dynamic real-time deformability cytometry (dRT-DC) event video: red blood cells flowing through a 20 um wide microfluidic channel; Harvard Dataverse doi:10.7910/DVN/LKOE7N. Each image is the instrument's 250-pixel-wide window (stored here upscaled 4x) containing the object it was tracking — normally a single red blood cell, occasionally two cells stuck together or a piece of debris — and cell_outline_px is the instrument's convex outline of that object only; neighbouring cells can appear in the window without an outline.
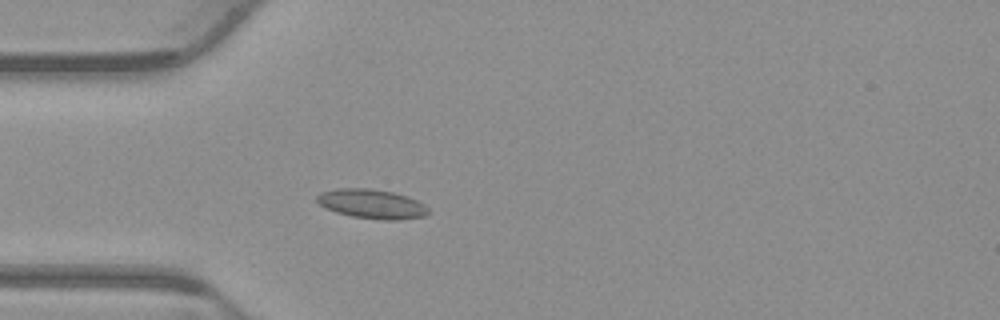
{"species": "common noctule bat (a hibernating species)", "species_latin": "Nyctalus noctula", "temperature_condition": "warm", "stored_images_in_passage": 42, "camera_frame_rate_fps": 3000, "um_per_image_px": 0.085, "animal": {"sex": "male", "body_mass_g": 23.1, "forearm_length_mm": 52.7}, "frame": {"image": 1, "passage_image": 4, "time_ms": 1.0, "image_size_px": [1000, 320], "cell_outline_px": [[428, 212], [424, 216], [400, 220], [380, 220], [352, 216], [336, 212], [320, 204], [316, 200], [316, 196], [320, 192], [336, 188], [368, 188], [392, 192], [416, 200], [424, 204], [428, 208]], "centroid_in_image_um": [31.58, 17.33], "position_along_channel_um": 53.4, "area_um2": 18.9}}
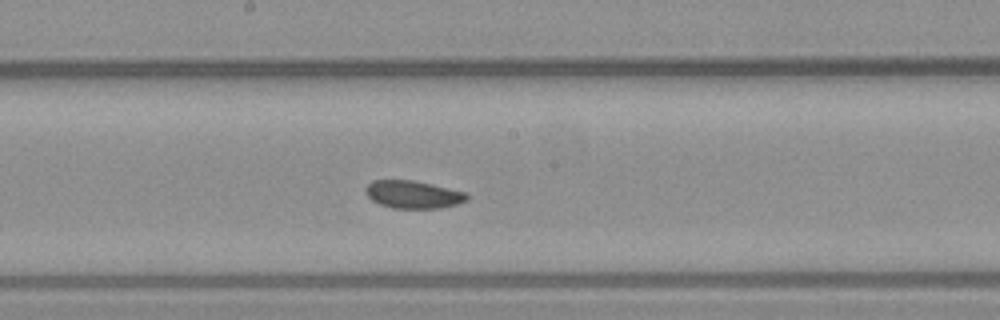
{"frame": {"image": 2, "passage_image": 17, "time_ms": 5.333, "image_size_px": [1000, 320], "cell_outline_px": [[468, 200], [456, 204], [440, 208], [392, 208], [380, 204], [372, 200], [364, 192], [364, 188], [372, 180], [412, 180], [432, 184], [468, 192]], "centroid_in_image_um": [35.12, 16.52], "position_along_channel_um": 213.1, "area_um2": 16.47}}
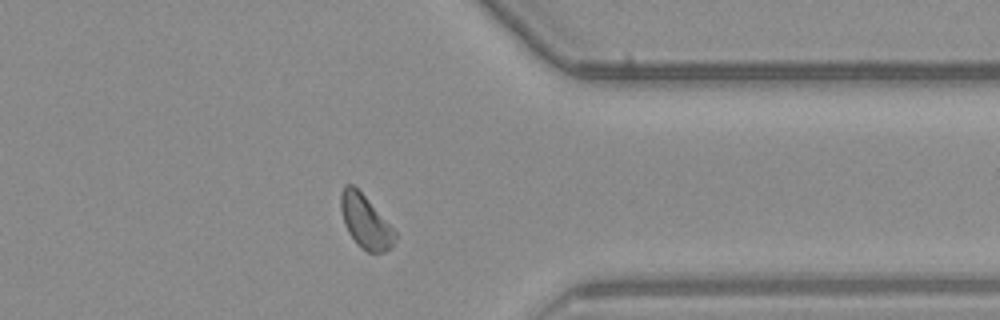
{"frame": {"image": 3, "passage_image": 31, "time_ms": 10.0, "image_size_px": [1000, 320], "cell_outline_px": [[396, 240], [384, 252], [368, 252], [360, 248], [356, 244], [348, 232], [344, 224], [340, 208], [340, 192], [344, 184], [352, 184], [364, 196], [396, 232]], "centroid_in_image_um": [31.01, 18.84], "position_along_channel_um": 380.4, "area_um2": 16.59}}